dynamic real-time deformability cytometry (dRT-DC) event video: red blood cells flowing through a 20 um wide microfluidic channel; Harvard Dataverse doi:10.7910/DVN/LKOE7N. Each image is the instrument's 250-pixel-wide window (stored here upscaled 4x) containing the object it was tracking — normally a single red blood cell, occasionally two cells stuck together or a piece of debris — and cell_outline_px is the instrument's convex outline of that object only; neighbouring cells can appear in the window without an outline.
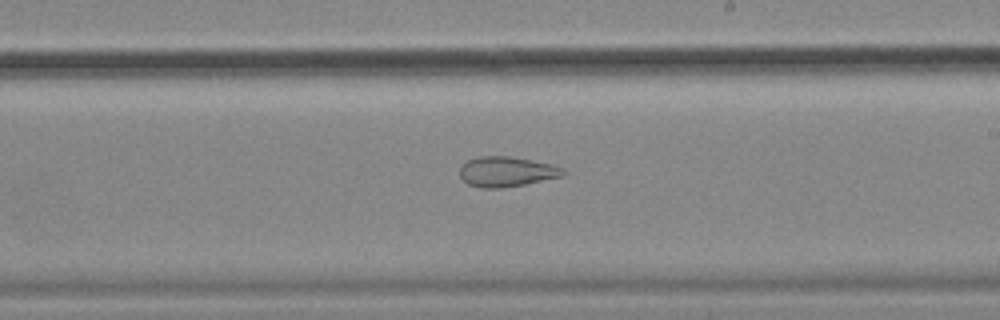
{"species": "common noctule bat (a hibernating species)", "species_latin": "Nyctalus noctula", "temperature_condition": "cold", "stored_images_in_passage": 9, "camera_frame_rate_fps": 3000, "um_per_image_px": 0.085, "animal": {"sex": "female", "body_mass_g": 18.4}, "frame": {"image": 1, "passage_image": 9, "time_ms": 2.667, "image_size_px": [1000, 320], "cell_outline_px": [[568, 172], [564, 176], [524, 184], [500, 188], [480, 188], [468, 184], [460, 176], [460, 168], [468, 160], [480, 156], [508, 156], [552, 164]], "centroid_in_image_um": [43.07, 14.6], "position_along_channel_um": 245.9, "area_um2": 17.98}}